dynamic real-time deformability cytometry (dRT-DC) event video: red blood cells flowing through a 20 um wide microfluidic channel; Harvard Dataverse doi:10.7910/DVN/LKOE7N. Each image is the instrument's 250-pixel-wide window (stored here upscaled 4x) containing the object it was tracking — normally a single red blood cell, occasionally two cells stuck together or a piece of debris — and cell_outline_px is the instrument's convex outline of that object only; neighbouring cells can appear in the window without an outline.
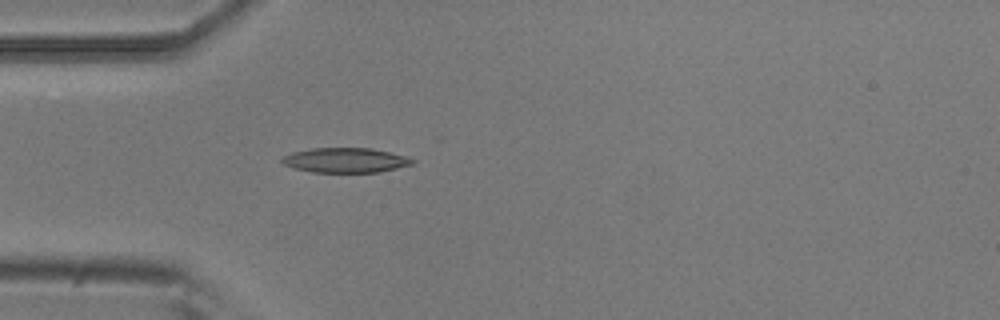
{"species": "common noctule bat (a hibernating species)", "species_latin": "Nyctalus noctula", "temperature_condition": "room temperature", "stored_images_in_passage": 5, "camera_frame_rate_fps": 3000, "um_per_image_px": 0.085, "animal": {"sex": "male", "body_mass_g": 20.5, "forearm_length_mm": 52.5}, "frame": {"image": 1, "passage_image": 5, "time_ms": 1.333, "image_size_px": [1000, 320], "cell_outline_px": [[416, 164], [380, 172], [312, 172], [296, 168], [284, 164], [280, 160], [284, 156], [292, 152], [312, 148], [372, 148], [408, 156], [416, 160]], "centroid_in_image_um": [29.44, 13.61], "position_along_channel_um": 55.6, "area_um2": 18.96}}